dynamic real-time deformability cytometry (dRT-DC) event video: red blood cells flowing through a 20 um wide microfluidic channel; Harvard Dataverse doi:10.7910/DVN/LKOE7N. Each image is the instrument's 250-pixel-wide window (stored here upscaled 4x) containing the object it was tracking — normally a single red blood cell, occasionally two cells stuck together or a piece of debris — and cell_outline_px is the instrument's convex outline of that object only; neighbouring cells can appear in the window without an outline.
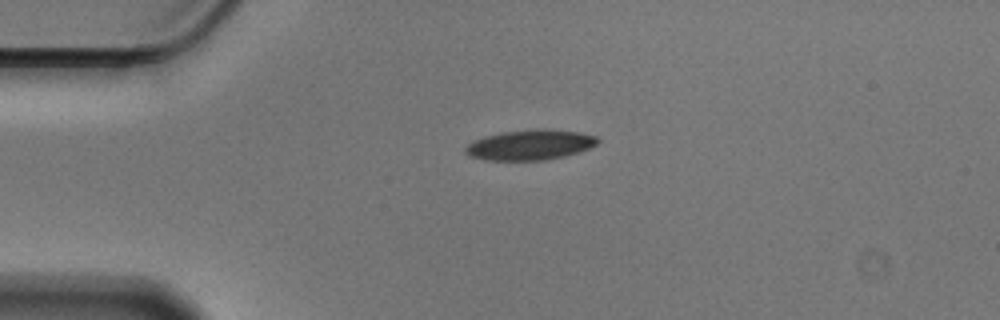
{"species": "Egyptian fruit bat (a non-hibernating species)", "species_latin": "Rousettus aegyptiacus", "temperature_condition": "cold", "stored_images_in_passage": 44, "camera_frame_rate_fps": 3000, "um_per_image_px": 0.085, "animal": {"sex": "male"}, "frame": {"image": 1, "passage_image": 1, "time_ms": 0.0, "image_size_px": [1000, 320], "cell_outline_px": [[600, 140], [596, 144], [580, 152], [548, 160], [484, 160], [468, 156], [464, 152], [464, 148], [472, 140], [484, 136], [500, 132], [536, 128], [544, 128], [580, 132], [596, 136]], "centroid_in_image_um": [45.02, 12.3], "position_along_channel_um": 40.0, "area_um2": 23.7}}
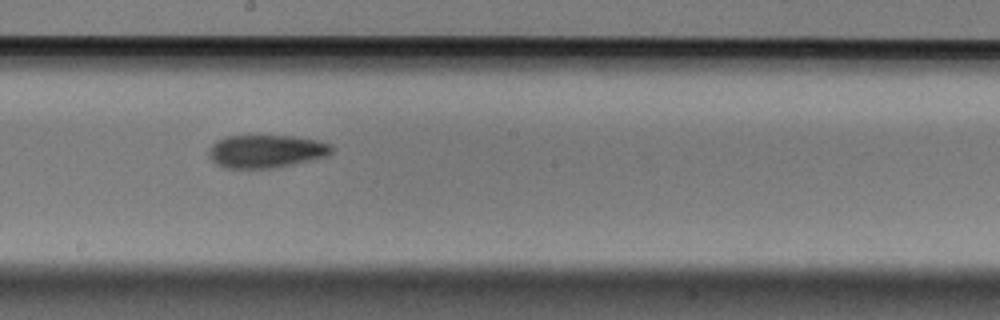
{"frame": {"image": 2, "passage_image": 19, "time_ms": 6.0, "image_size_px": [1000, 320], "cell_outline_px": [[332, 152], [328, 156], [292, 164], [272, 168], [224, 168], [216, 164], [208, 156], [208, 148], [216, 140], [224, 136], [292, 136], [320, 140], [332, 144]], "centroid_in_image_um": [22.6, 12.85], "position_along_channel_um": 225.6, "area_um2": 23.81}}
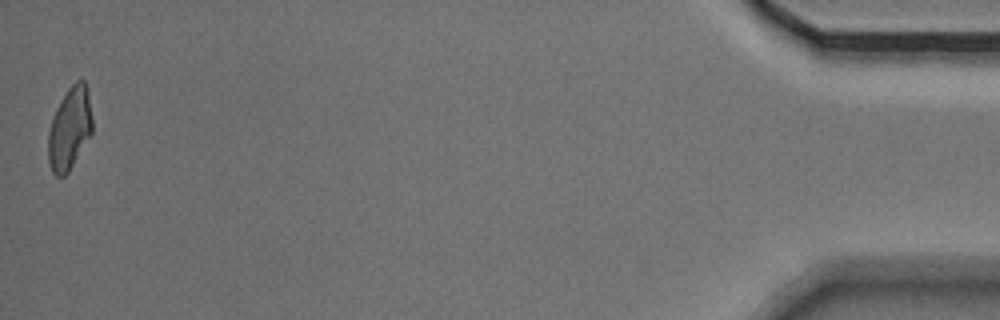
{"frame": {"image": 3, "passage_image": 44, "time_ms": 14.333, "image_size_px": [1000, 320], "cell_outline_px": [[92, 132], [68, 172], [64, 176], [56, 176], [52, 172], [48, 160], [48, 132], [56, 108], [60, 100], [68, 88], [76, 80], [84, 80], [88, 88], [92, 116]], "centroid_in_image_um": [5.92, 10.89], "position_along_channel_um": 429.3, "area_um2": 21.15}, "authors_computed_cell_mechanics": {"area_um2": 23.3223, "velocity_mm_per_s": 3.5471, "shape_relaxation_time_tau1_ms": 4.9573, "shape_relaxation_time_tau2_ms": 6.3715, "deformation_change_tau1": 0.1313, "deformation_change_tau2": 0.1367}}